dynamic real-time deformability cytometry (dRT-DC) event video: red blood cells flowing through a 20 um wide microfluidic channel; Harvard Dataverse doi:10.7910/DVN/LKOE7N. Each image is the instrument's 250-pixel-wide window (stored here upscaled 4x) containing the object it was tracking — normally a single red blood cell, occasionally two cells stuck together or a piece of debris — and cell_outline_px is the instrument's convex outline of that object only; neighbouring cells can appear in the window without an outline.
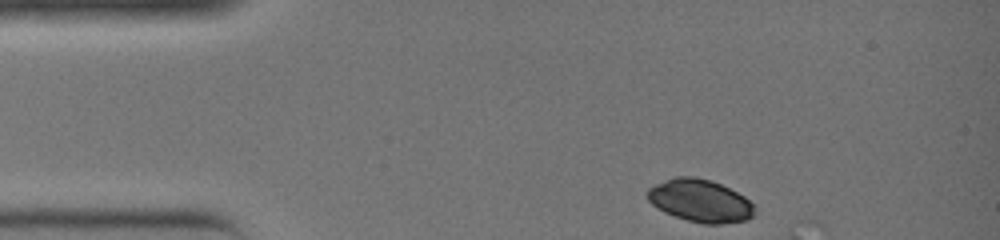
{"species": "common noctule bat (a hibernating species)", "species_latin": "Nyctalus noctula", "temperature_condition": "warm", "stored_images_in_passage": 2, "camera_frame_rate_fps": 3000, "um_per_image_px": 0.085, "animal": {"sex": "female", "body_mass_g": 19.0, "forearm_length_mm": 51.5}, "frame": {"image": 1, "passage_image": 1, "time_ms": 0.0, "image_size_px": [1000, 240], "cell_outline_px": [[756, 208], [752, 216], [748, 220], [720, 224], [704, 224], [688, 220], [664, 212], [656, 208], [648, 200], [648, 188], [664, 180], [676, 176], [696, 176], [712, 180], [744, 196]], "centroid_in_image_um": [59.51, 17.06], "position_along_channel_um": 25.5, "area_um2": 26.59}}